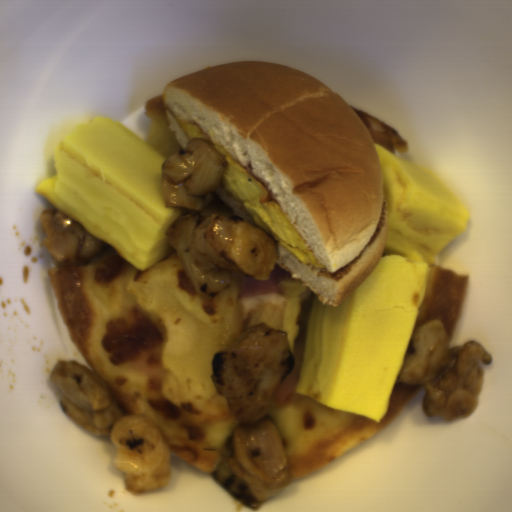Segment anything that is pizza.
<instances>
[{"instance_id": "pizza-1", "label": "pizza", "mask_w": 512, "mask_h": 512, "mask_svg": "<svg viewBox=\"0 0 512 512\" xmlns=\"http://www.w3.org/2000/svg\"><path fill=\"white\" fill-rule=\"evenodd\" d=\"M105 246L86 264L48 270L69 337L124 414H145L173 454L214 473L239 425L213 381L217 352L265 322L287 332L295 367L275 390L274 417L291 482L315 473L393 422L424 387L396 382L373 420L296 391L316 294L277 263L268 281L230 273L229 287L200 300L177 250L144 270ZM290 482V483H291Z\"/></svg>"}, {"instance_id": "pizza-2", "label": "pizza", "mask_w": 512, "mask_h": 512, "mask_svg": "<svg viewBox=\"0 0 512 512\" xmlns=\"http://www.w3.org/2000/svg\"><path fill=\"white\" fill-rule=\"evenodd\" d=\"M467 287L468 276L454 273L436 264L431 265L411 339L418 325L430 319H438L449 336L450 344L461 315Z\"/></svg>"}, {"instance_id": "pizza-3", "label": "pizza", "mask_w": 512, "mask_h": 512, "mask_svg": "<svg viewBox=\"0 0 512 512\" xmlns=\"http://www.w3.org/2000/svg\"><path fill=\"white\" fill-rule=\"evenodd\" d=\"M163 96L164 94L144 101V112L148 124L143 142L166 160L182 148L169 127Z\"/></svg>"}, {"instance_id": "pizza-4", "label": "pizza", "mask_w": 512, "mask_h": 512, "mask_svg": "<svg viewBox=\"0 0 512 512\" xmlns=\"http://www.w3.org/2000/svg\"><path fill=\"white\" fill-rule=\"evenodd\" d=\"M363 122L374 144L394 154L402 156L410 149L406 140L389 123L348 105Z\"/></svg>"}, {"instance_id": "pizza-5", "label": "pizza", "mask_w": 512, "mask_h": 512, "mask_svg": "<svg viewBox=\"0 0 512 512\" xmlns=\"http://www.w3.org/2000/svg\"><path fill=\"white\" fill-rule=\"evenodd\" d=\"M186 213H200L203 216L220 215L224 217H237L215 190L205 196L202 211H193L185 208V215Z\"/></svg>"}, {"instance_id": "pizza-6", "label": "pizza", "mask_w": 512, "mask_h": 512, "mask_svg": "<svg viewBox=\"0 0 512 512\" xmlns=\"http://www.w3.org/2000/svg\"><path fill=\"white\" fill-rule=\"evenodd\" d=\"M410 353H415L412 338H411V340H410V342L408 344V347H407V350H406L405 354H410Z\"/></svg>"}]
</instances>
